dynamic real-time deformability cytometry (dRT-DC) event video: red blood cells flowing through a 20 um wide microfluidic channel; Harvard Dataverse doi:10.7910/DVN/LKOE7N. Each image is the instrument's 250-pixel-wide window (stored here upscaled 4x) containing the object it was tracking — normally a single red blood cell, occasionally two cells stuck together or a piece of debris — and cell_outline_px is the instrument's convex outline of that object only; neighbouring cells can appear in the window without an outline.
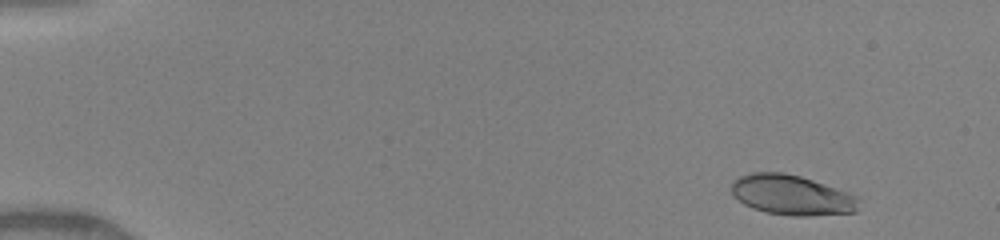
{"species": "human", "species_latin": "Homo sapiens", "temperature_condition": "warm", "stored_images_in_passage": 10, "camera_frame_rate_fps": 3000, "um_per_image_px": 0.085, "donor": {"sex": "female"}, "frame": {"image": 1, "passage_image": 1, "time_ms": 0.0, "image_size_px": [1000, 240], "cell_outline_px": [[860, 200], [856, 212], [808, 216], [792, 216], [764, 212], [752, 208], [744, 204], [732, 196], [732, 184], [740, 176], [752, 172], [784, 172], [800, 176], [848, 192], [856, 196]], "centroid_in_image_um": [67.29, 16.59], "position_along_channel_um": 17.7, "area_um2": 29.77}}
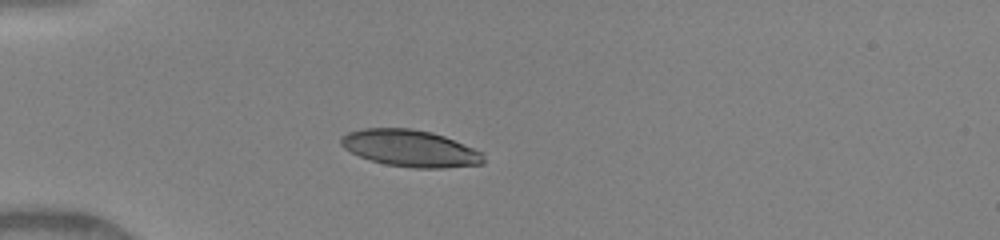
{"frame": {"image": 2, "passage_image": 7, "time_ms": 3.333, "image_size_px": [1000, 240], "cell_outline_px": [[484, 164], [444, 168], [416, 168], [388, 164], [368, 160], [344, 148], [340, 144], [340, 140], [348, 132], [364, 128], [408, 128], [432, 132], [444, 136], [484, 152]], "centroid_in_image_um": [34.9, 12.61], "position_along_channel_um": 50.1, "area_um2": 30.52}}